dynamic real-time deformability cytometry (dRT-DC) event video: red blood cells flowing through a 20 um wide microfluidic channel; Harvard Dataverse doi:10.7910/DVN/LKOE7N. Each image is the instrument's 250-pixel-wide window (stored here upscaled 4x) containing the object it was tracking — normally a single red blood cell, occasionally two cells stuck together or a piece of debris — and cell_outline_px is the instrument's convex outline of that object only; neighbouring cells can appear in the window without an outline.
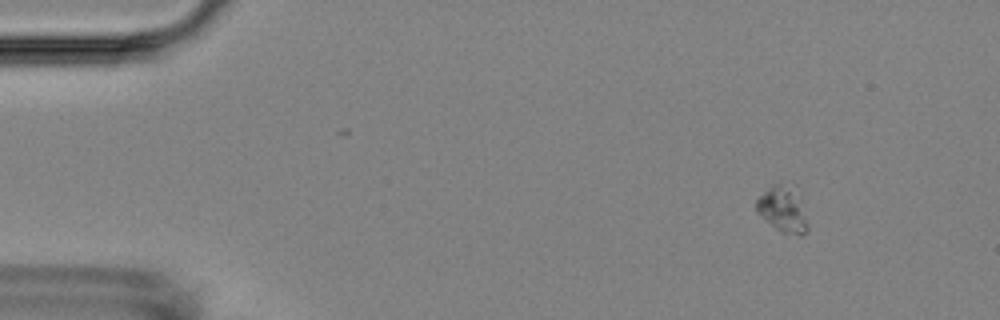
{"species": "Egyptian fruit bat (a non-hibernating species)", "species_latin": "Rousettus aegyptiacus", "temperature_condition": "room temperature", "stored_images_in_passage": 6, "camera_frame_rate_fps": 3000, "um_per_image_px": 0.085, "animal": {"sex": "female"}, "frame": {"image": 1, "passage_image": 2, "time_ms": 1.0, "image_size_px": [1000, 320], "cell_outline_px": [[808, 228], [800, 236], [780, 232], [756, 208], [756, 200], [772, 184], [780, 184], [800, 196], [808, 224]], "centroid_in_image_um": [66.57, 17.83], "position_along_channel_um": 18.4, "area_um2": 12.95}}
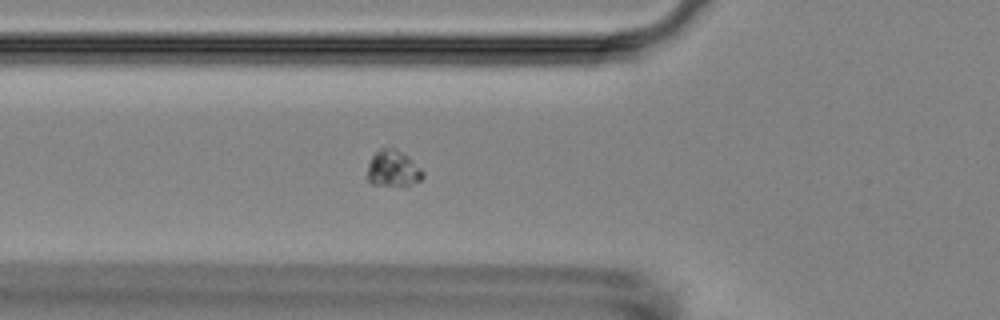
{"frame": {"image": 2, "passage_image": 6, "time_ms": 5.667, "image_size_px": [1000, 320], "cell_outline_px": [[424, 176], [420, 180], [404, 188], [372, 184], [368, 180], [368, 164], [372, 156], [380, 148], [396, 148], [408, 156], [424, 172]], "centroid_in_image_um": [33.42, 14.36], "position_along_channel_um": 92.4, "area_um2": 12.02}}